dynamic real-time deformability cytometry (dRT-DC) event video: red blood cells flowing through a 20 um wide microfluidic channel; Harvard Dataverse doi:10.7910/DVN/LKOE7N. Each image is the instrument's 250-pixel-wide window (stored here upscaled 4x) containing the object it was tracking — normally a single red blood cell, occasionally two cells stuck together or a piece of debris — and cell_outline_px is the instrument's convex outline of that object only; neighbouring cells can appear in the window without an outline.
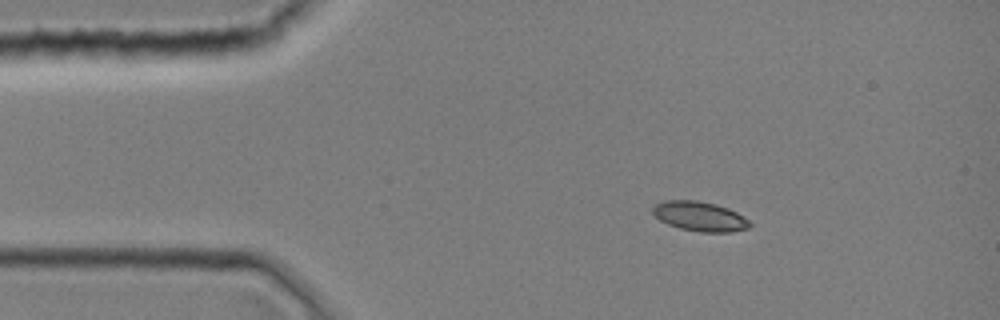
{"species": "common noctule bat (a hibernating species)", "species_latin": "Nyctalus noctula", "temperature_condition": "room temperature", "stored_images_in_passage": 4, "camera_frame_rate_fps": 3000, "um_per_image_px": 0.085, "animal": {"sex": "female", "body_mass_g": 19.0, "forearm_length_mm": 51.5}, "frame": {"image": 1, "passage_image": 1, "time_ms": 0.0, "image_size_px": [1000, 320], "cell_outline_px": [[752, 224], [748, 228], [732, 232], [700, 232], [680, 228], [668, 224], [660, 220], [652, 212], [652, 208], [656, 204], [664, 200], [696, 200], [716, 204], [728, 208], [744, 216]], "centroid_in_image_um": [59.49, 18.39], "position_along_channel_um": 25.5, "area_um2": 16.76}}